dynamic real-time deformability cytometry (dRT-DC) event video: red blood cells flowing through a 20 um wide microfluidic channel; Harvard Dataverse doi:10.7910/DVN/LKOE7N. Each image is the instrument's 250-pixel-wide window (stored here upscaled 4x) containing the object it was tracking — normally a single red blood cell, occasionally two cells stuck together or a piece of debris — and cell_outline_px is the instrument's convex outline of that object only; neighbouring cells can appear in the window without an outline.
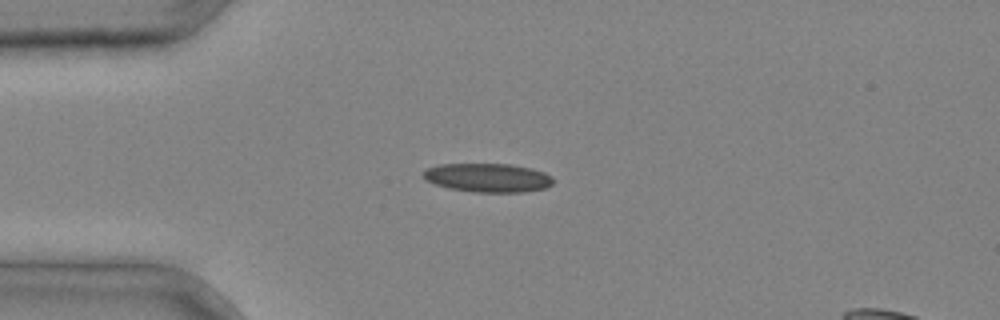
{"species": "common noctule bat (a hibernating species)", "species_latin": "Nyctalus noctula", "temperature_condition": "cold", "stored_images_in_passage": 1, "camera_frame_rate_fps": 3000, "um_per_image_px": 0.085, "animal": {"sex": "male", "body_mass_g": 20.4}, "frame": {"image": 1, "passage_image": 1, "time_ms": 0.0, "image_size_px": [1000, 320], "cell_outline_px": [[552, 184], [544, 188], [524, 192], [472, 192], [448, 188], [424, 180], [424, 172], [428, 168], [440, 164], [512, 164], [532, 168], [544, 172], [552, 176]], "centroid_in_image_um": [41.48, 15.1], "position_along_channel_um": 43.5, "area_um2": 21.79}}